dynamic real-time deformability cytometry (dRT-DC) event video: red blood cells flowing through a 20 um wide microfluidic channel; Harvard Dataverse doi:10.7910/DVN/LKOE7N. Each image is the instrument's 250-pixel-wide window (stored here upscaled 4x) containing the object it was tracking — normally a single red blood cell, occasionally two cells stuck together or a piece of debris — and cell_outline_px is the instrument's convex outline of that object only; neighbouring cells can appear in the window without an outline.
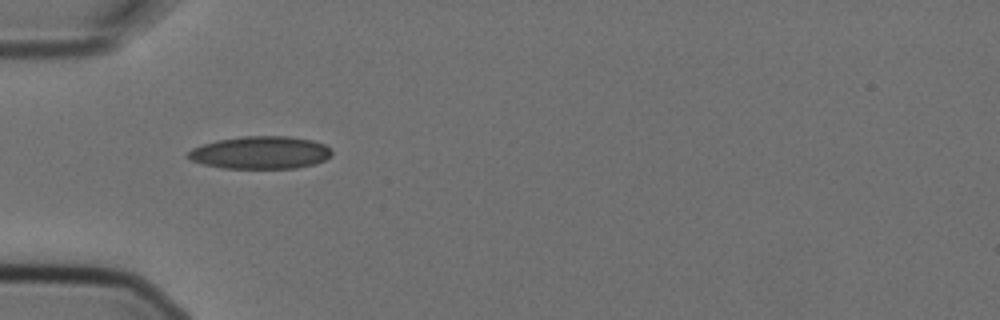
{"species": "Egyptian fruit bat (a non-hibernating species)", "species_latin": "Rousettus aegyptiacus", "temperature_condition": "cold", "stored_images_in_passage": 5, "camera_frame_rate_fps": 3000, "um_per_image_px": 0.085, "animal": {"sex": "female"}, "frame": {"image": 1, "passage_image": 1, "time_ms": 0.0, "image_size_px": [1000, 320], "cell_outline_px": [[332, 152], [324, 160], [312, 164], [296, 168], [224, 168], [204, 164], [192, 160], [184, 156], [192, 148], [216, 140], [244, 136], [288, 136], [312, 140], [324, 144], [332, 148]], "centroid_in_image_um": [22.12, 12.96], "position_along_channel_um": 62.9, "area_um2": 27.22}}
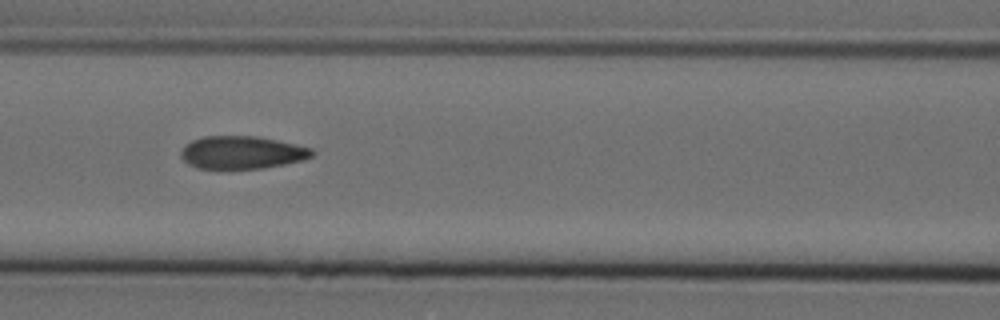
{"frame": {"image": 2, "passage_image": 3, "time_ms": 0.667, "image_size_px": [1000, 320], "cell_outline_px": [[316, 152], [312, 156], [304, 160], [264, 168], [196, 168], [188, 164], [180, 156], [180, 152], [184, 144], [192, 140], [204, 136], [256, 136], [296, 144], [312, 148]], "centroid_in_image_um": [20.56, 12.95], "position_along_channel_um": 146.0, "area_um2": 25.14}}
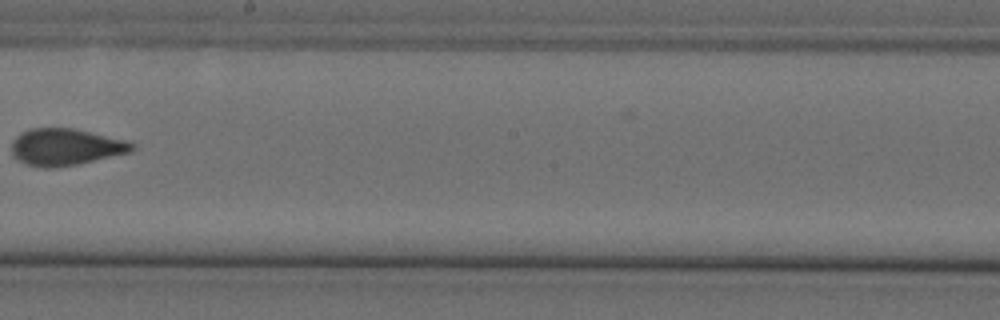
{"frame": {"image": 3, "passage_image": 5, "time_ms": 1.333, "image_size_px": [1000, 320], "cell_outline_px": [[136, 148], [132, 152], [76, 164], [56, 168], [44, 168], [28, 164], [12, 156], [12, 140], [20, 132], [32, 128], [72, 128], [132, 140], [136, 144]], "centroid_in_image_um": [5.64, 12.48], "position_along_channel_um": 242.6, "area_um2": 26.18}}